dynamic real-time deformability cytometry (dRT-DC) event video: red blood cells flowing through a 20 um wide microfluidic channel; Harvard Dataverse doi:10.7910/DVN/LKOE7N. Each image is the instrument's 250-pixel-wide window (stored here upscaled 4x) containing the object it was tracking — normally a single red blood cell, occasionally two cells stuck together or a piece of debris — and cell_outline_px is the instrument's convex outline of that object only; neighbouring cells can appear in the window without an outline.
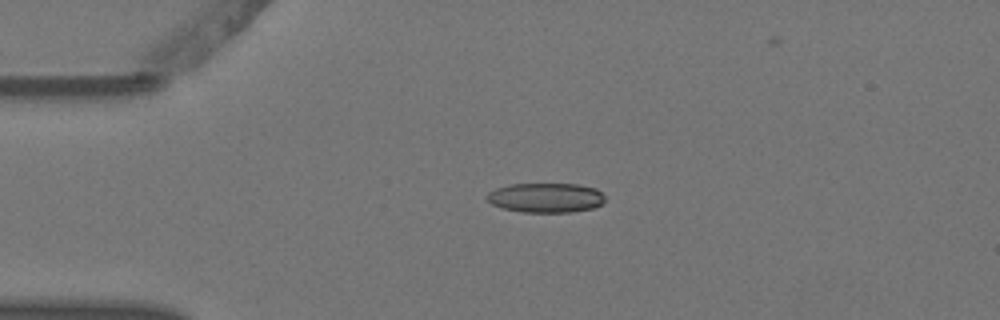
{"species": "Egyptian fruit bat (a non-hibernating species)", "species_latin": "Rousettus aegyptiacus", "temperature_condition": "warm", "stored_images_in_passage": 3, "camera_frame_rate_fps": 3000, "um_per_image_px": 0.085, "animal": {"sex": "female"}, "frame": {"image": 1, "passage_image": 1, "time_ms": 0.0, "image_size_px": [1000, 320], "cell_outline_px": [[604, 200], [600, 204], [592, 208], [572, 212], [524, 212], [500, 208], [492, 204], [484, 196], [488, 192], [496, 188], [512, 184], [576, 184], [596, 188], [604, 196]], "centroid_in_image_um": [46.35, 16.8], "position_along_channel_um": 38.6, "area_um2": 20.35}}
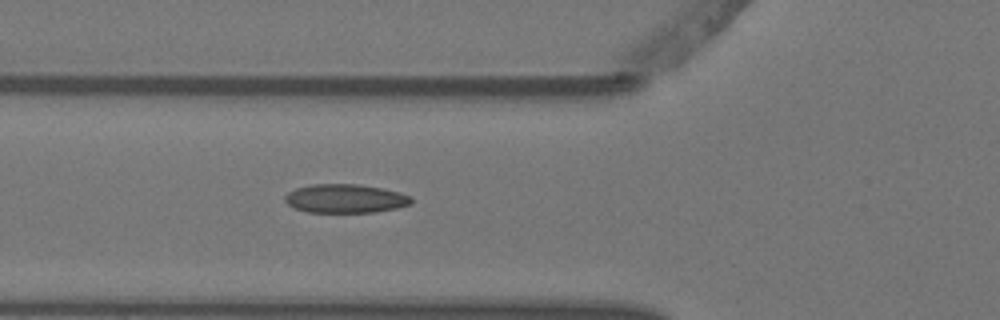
{"frame": {"image": 2, "passage_image": 3, "time_ms": 0.667, "image_size_px": [1000, 320], "cell_outline_px": [[412, 204], [396, 208], [376, 212], [308, 212], [292, 208], [284, 200], [284, 196], [288, 192], [296, 188], [312, 184], [356, 184], [384, 188], [400, 192], [412, 196]], "centroid_in_image_um": [29.36, 16.87], "position_along_channel_um": 96.4, "area_um2": 21.39}}